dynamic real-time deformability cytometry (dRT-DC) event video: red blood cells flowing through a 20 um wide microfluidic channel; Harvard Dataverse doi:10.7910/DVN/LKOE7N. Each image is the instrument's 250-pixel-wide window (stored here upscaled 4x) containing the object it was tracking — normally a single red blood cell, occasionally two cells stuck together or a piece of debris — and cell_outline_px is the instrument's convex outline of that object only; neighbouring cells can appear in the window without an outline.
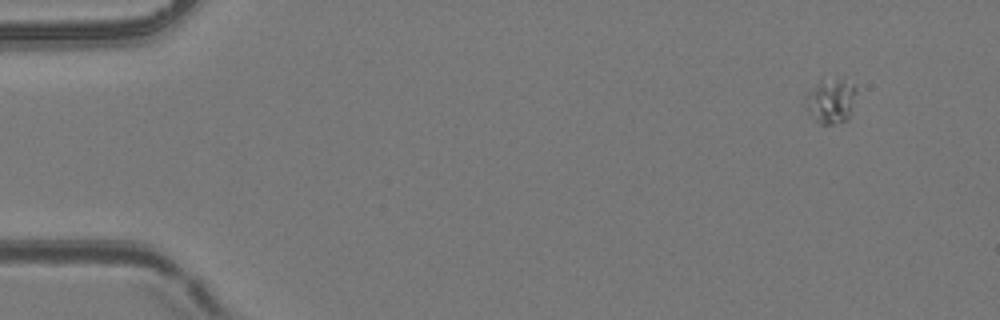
{"species": "common noctule bat (a hibernating species)", "species_latin": "Nyctalus noctula", "temperature_condition": "room temperature", "stored_images_in_passage": 6, "camera_frame_rate_fps": 3000, "um_per_image_px": 0.085, "animal": {"sex": "female", "body_mass_g": 24.6, "forearm_length_mm": 56.2}, "frame": {"image": 1, "passage_image": 6, "time_ms": 6.667, "image_size_px": [1000, 320], "cell_outline_px": [[856, 92], [848, 120], [832, 124], [820, 124], [808, 112], [804, 104], [804, 96], [820, 80], [840, 80], [856, 88]], "centroid_in_image_um": [70.57, 8.62], "position_along_channel_um": 14.4, "area_um2": 12.89}}